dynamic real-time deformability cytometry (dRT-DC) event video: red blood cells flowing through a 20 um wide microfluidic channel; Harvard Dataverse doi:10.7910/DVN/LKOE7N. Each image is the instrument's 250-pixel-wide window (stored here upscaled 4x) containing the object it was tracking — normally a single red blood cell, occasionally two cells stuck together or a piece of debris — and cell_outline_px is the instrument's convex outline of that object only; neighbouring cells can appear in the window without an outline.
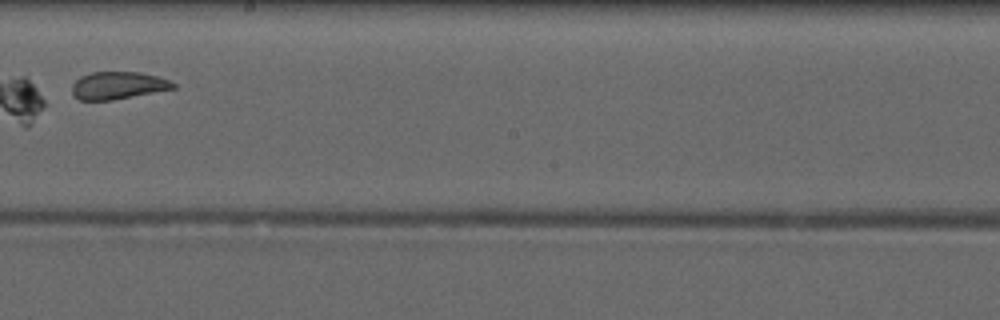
{"species": "common noctule bat (a hibernating species)", "species_latin": "Nyctalus noctula", "temperature_condition": "warm", "stored_images_in_passage": 6, "camera_frame_rate_fps": 3000, "um_per_image_px": 0.085, "animal": {"sex": "male", "forearm_length_mm": 52.5}, "frame": {"image": 1, "passage_image": 5, "time_ms": 5.0, "image_size_px": [1000, 320], "cell_outline_px": [[176, 88], [112, 100], [80, 100], [72, 92], [72, 84], [80, 76], [92, 72], [140, 72], [172, 80], [176, 84]], "centroid_in_image_um": [10.05, 7.25], "position_along_channel_um": 238.1, "area_um2": 16.18}}
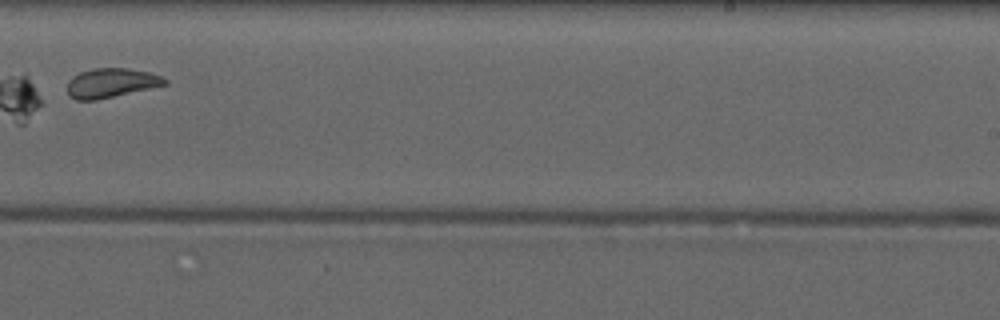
{"frame": {"image": 2, "passage_image": 6, "time_ms": 6.0, "image_size_px": [1000, 320], "cell_outline_px": [[168, 84], [96, 100], [76, 100], [68, 96], [68, 80], [72, 76], [80, 72], [92, 68], [128, 68], [148, 72], [160, 76], [168, 80]], "centroid_in_image_um": [9.41, 7.04], "position_along_channel_um": 279.6, "area_um2": 16.65}}